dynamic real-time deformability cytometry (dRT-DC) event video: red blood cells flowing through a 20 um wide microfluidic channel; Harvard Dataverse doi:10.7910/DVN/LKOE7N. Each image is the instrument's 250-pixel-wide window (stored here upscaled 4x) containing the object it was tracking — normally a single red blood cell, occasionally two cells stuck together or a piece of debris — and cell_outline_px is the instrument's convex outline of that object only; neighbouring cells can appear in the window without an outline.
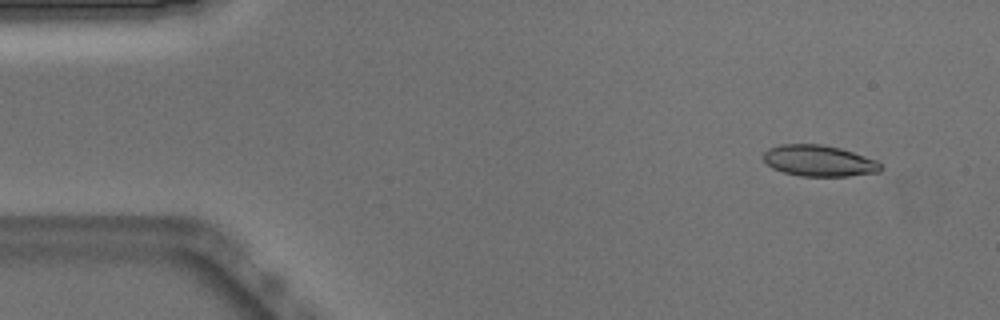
{"species": "Egyptian fruit bat (a non-hibernating species)", "species_latin": "Rousettus aegyptiacus", "temperature_condition": "warm", "stored_images_in_passage": 49, "camera_frame_rate_fps": 3000, "um_per_image_px": 0.085, "animal": {"sex": "male"}, "frame": {"image": 1, "passage_image": 2, "time_ms": 0.333, "image_size_px": [1000, 320], "cell_outline_px": [[884, 168], [880, 172], [848, 176], [800, 176], [784, 172], [772, 168], [764, 160], [764, 152], [768, 148], [780, 144], [824, 144], [840, 148], [876, 160]], "centroid_in_image_um": [69.62, 13.66], "position_along_channel_um": 15.4, "area_um2": 21.33}}
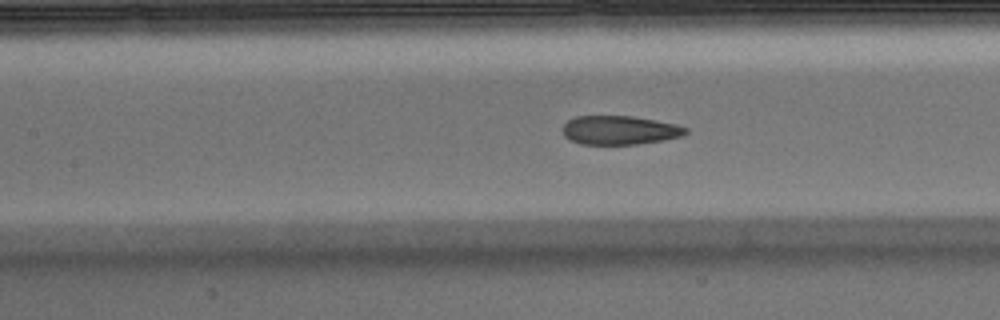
{"frame": {"image": 2, "passage_image": 20, "time_ms": 6.333, "image_size_px": [1000, 320], "cell_outline_px": [[688, 132], [680, 136], [664, 140], [636, 144], [580, 144], [564, 136], [564, 124], [568, 120], [576, 116], [632, 116], [656, 120], [676, 124], [688, 128]], "centroid_in_image_um": [52.69, 11.06], "position_along_channel_um": 154.7, "area_um2": 20.58}}
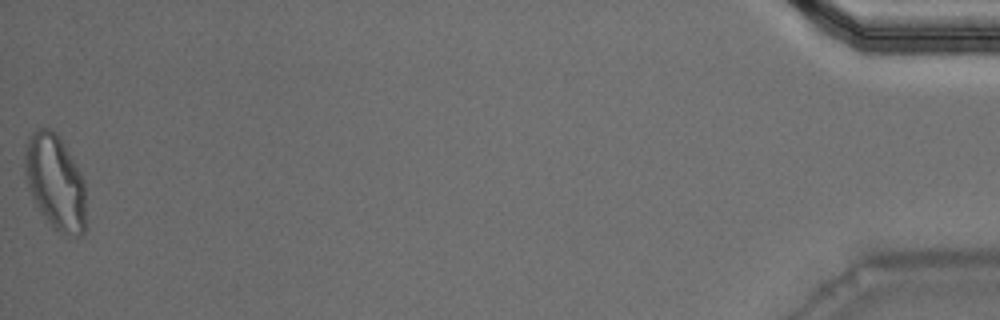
{"frame": {"image": 3, "passage_image": 49, "time_ms": 16.0, "image_size_px": [1000, 320], "cell_outline_px": [[84, 236], [68, 240], [52, 228], [40, 212], [28, 188], [24, 172], [24, 144], [28, 136], [36, 128], [48, 128], [56, 132], [80, 172], [84, 180]], "centroid_in_image_um": [4.67, 15.53], "position_along_channel_um": 430.5, "area_um2": 34.45}, "authors_computed_cell_mechanics": {"area_um2": 22.0796, "velocity_mm_per_s": 3.8951, "shape_relaxation_time_tau1_ms": 4.6639, "shape_relaxation_time_tau2_ms": 1.2364, "deformation_change_tau1": 0.1597, "deformation_change_tau2": 0.0717}}